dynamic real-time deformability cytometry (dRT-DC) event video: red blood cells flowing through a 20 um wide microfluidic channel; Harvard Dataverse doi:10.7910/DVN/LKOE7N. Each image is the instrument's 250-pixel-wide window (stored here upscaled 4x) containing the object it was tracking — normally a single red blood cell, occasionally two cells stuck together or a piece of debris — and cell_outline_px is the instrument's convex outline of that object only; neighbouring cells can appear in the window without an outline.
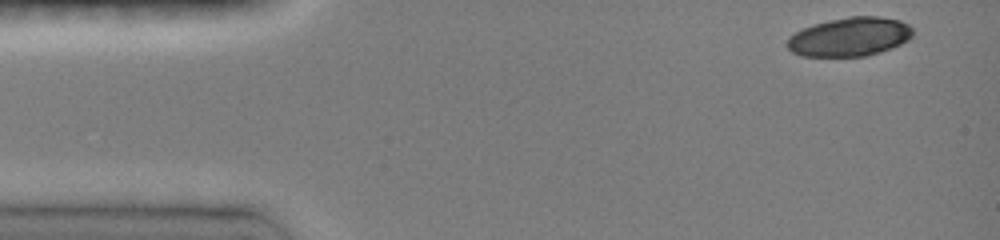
{"species": "common noctule bat (a hibernating species)", "species_latin": "Nyctalus noctula", "temperature_condition": "room temperature", "stored_images_in_passage": 4, "camera_frame_rate_fps": 3000, "um_per_image_px": 0.085, "animal": {"sex": "female", "body_mass_g": 19.0, "forearm_length_mm": 51.5}, "frame": {"image": 1, "passage_image": 1, "time_ms": 0.0, "image_size_px": [1000, 240], "cell_outline_px": [[912, 36], [908, 40], [892, 48], [880, 52], [864, 56], [800, 56], [792, 52], [788, 48], [788, 36], [812, 24], [848, 16], [880, 16], [900, 20], [908, 24], [912, 28]], "centroid_in_image_um": [72.23, 3.12], "position_along_channel_um": 12.8, "area_um2": 28.5}}
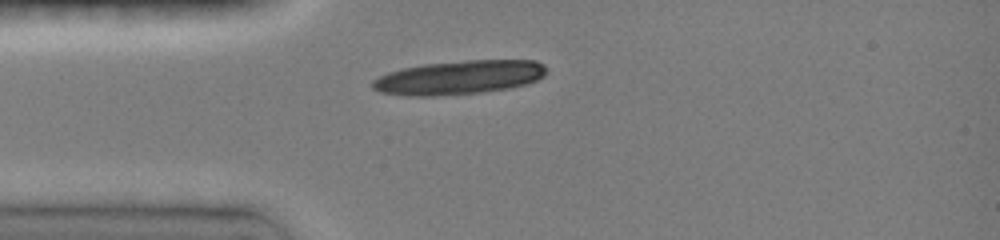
{"frame": {"image": 2, "passage_image": 4, "time_ms": 3.0, "image_size_px": [1000, 240], "cell_outline_px": [[548, 72], [544, 76], [536, 80], [512, 88], [484, 92], [432, 96], [408, 96], [380, 92], [372, 88], [372, 80], [388, 72], [404, 68], [424, 64], [468, 60], [536, 60], [544, 64]], "centroid_in_image_um": [39.05, 6.58], "position_along_channel_um": 46.0, "area_um2": 34.45}}